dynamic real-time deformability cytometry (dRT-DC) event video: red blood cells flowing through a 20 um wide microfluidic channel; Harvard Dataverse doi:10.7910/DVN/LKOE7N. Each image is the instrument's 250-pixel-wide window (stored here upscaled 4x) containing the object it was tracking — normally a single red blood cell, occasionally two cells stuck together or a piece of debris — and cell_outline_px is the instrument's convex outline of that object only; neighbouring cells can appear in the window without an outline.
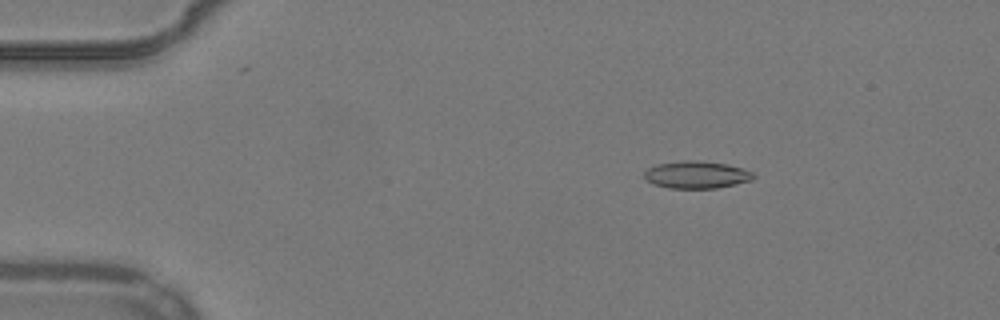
{"species": "common noctule bat (a hibernating species)", "species_latin": "Nyctalus noctula", "temperature_condition": "warm", "stored_images_in_passage": 52, "camera_frame_rate_fps": 3000, "um_per_image_px": 0.085, "animal": {"sex": "male", "body_mass_g": 19.2, "forearm_length_mm": 51.8}, "frame": {"image": 1, "passage_image": 8, "time_ms": 2.333, "image_size_px": [1000, 320], "cell_outline_px": [[756, 176], [752, 180], [736, 184], [716, 188], [668, 188], [652, 184], [644, 176], [644, 172], [648, 168], [656, 164], [684, 160], [696, 160], [728, 164], [744, 168], [752, 172]], "centroid_in_image_um": [59.22, 14.85], "position_along_channel_um": 25.8, "area_um2": 17.51}}
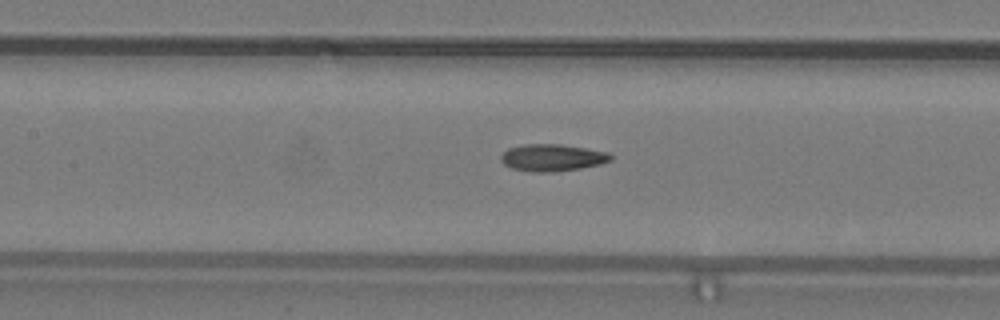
{"frame": {"image": 2, "passage_image": 24, "time_ms": 7.667, "image_size_px": [1000, 320], "cell_outline_px": [[612, 160], [600, 164], [580, 168], [552, 172], [532, 172], [512, 168], [504, 164], [500, 160], [500, 156], [508, 148], [524, 144], [560, 144], [608, 152], [612, 156]], "centroid_in_image_um": [46.92, 13.4], "position_along_channel_um": 160.5, "area_um2": 17.22}}
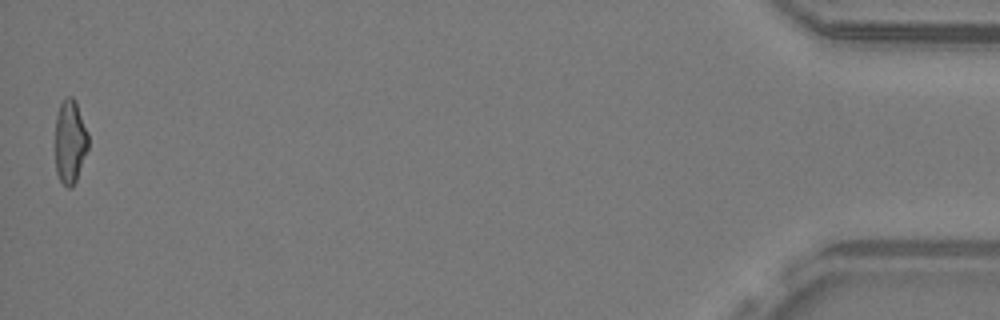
{"frame": {"image": 3, "passage_image": 52, "time_ms": 17.0, "image_size_px": [1000, 320], "cell_outline_px": [[88, 148], [76, 180], [72, 188], [68, 188], [60, 180], [56, 172], [56, 116], [60, 104], [68, 96], [72, 96], [76, 100], [88, 132]], "centroid_in_image_um": [5.97, 12.02], "position_along_channel_um": 429.2, "area_um2": 16.07}, "authors_computed_cell_mechanics": {"area_um2": 16.9932, "velocity_mm_per_s": 3.9064, "shape_relaxation_time_tau1_ms": null, "shape_relaxation_time_tau2_ms": 4.2404, "deformation_change_tau1": null, "deformation_change_tau2": 0.1451}}